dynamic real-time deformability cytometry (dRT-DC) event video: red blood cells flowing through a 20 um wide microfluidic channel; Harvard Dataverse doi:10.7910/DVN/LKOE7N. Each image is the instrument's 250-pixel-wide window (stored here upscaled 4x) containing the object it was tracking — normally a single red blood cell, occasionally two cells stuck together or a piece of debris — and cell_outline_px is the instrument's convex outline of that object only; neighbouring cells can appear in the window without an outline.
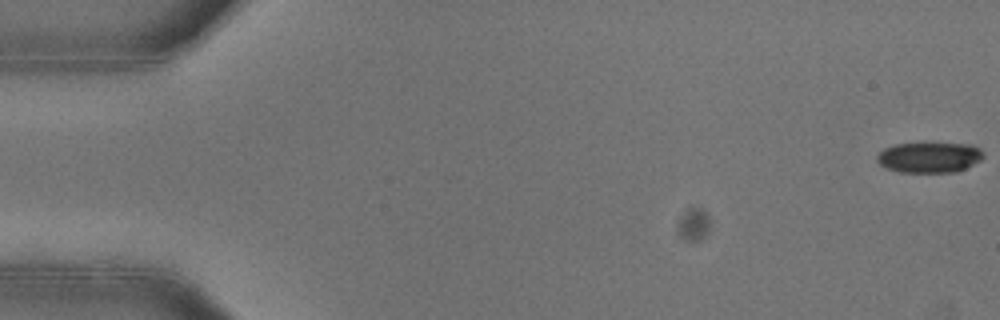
{"species": "common noctule bat (a hibernating species)", "species_latin": "Nyctalus noctula", "temperature_condition": "warm", "stored_images_in_passage": 53, "camera_frame_rate_fps": 3000, "um_per_image_px": 0.085, "animal": {"sex": "female"}, "frame": {"image": 1, "passage_image": 1, "time_ms": 0.0, "image_size_px": [1000, 320], "cell_outline_px": [[984, 156], [980, 160], [956, 172], [900, 172], [888, 168], [880, 164], [876, 160], [876, 156], [884, 148], [896, 144], [972, 144], [980, 148], [984, 152]], "centroid_in_image_um": [79.0, 13.38], "position_along_channel_um": 6.0, "area_um2": 18.67}}
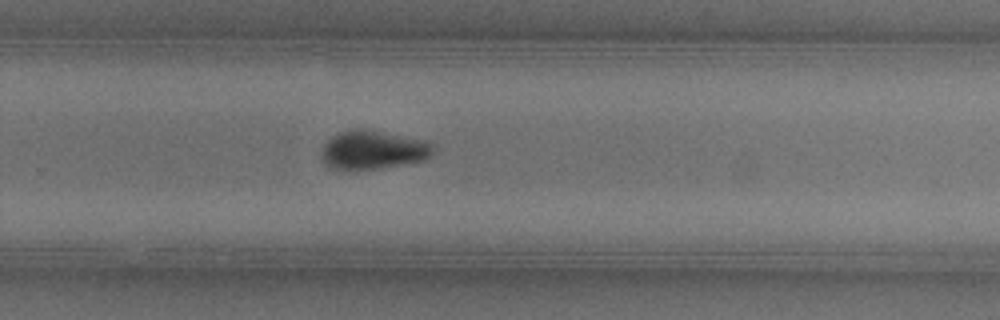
{"frame": {"image": 2, "passage_image": 35, "time_ms": 11.333, "image_size_px": [1000, 320], "cell_outline_px": [[436, 144], [432, 152], [424, 160], [376, 168], [328, 168], [320, 156], [320, 152], [324, 144], [332, 136], [340, 132], [352, 128], [360, 128], [384, 132], [428, 140]], "centroid_in_image_um": [31.7, 12.7], "position_along_channel_um": 298.1, "area_um2": 25.03}}
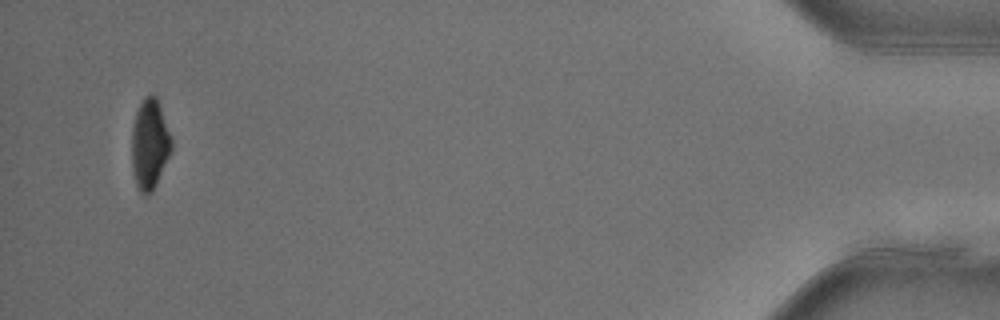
{"frame": {"image": 3, "passage_image": 51, "time_ms": 16.667, "image_size_px": [1000, 320], "cell_outline_px": [[172, 148], [156, 184], [152, 192], [140, 192], [136, 184], [132, 168], [132, 128], [136, 112], [140, 104], [152, 92], [156, 96], [172, 136]], "centroid_in_image_um": [12.73, 12.23], "position_along_channel_um": 422.5, "area_um2": 20.58}, "authors_computed_cell_mechanics": {"area_um2": 22.8888, "velocity_mm_per_s": 3.9696, "shape_relaxation_time_tau1_ms": 4.7391, "shape_relaxation_time_tau2_ms": 3.2234, "deformation_change_tau1": 0.1547, "deformation_change_tau2": 0.0671}}